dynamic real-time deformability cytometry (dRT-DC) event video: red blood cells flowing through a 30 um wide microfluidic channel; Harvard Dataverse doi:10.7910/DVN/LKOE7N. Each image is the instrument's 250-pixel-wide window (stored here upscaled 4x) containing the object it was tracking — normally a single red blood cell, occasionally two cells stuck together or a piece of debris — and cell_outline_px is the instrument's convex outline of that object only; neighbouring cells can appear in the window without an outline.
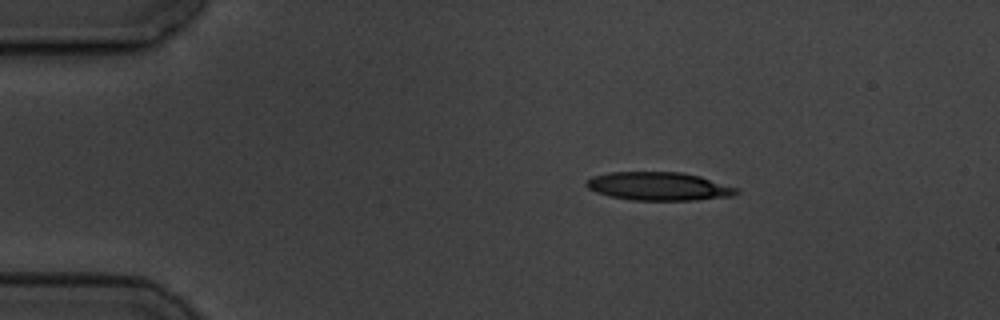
{"species": "common noctule bat (a hibernating species)", "species_latin": "Nyctalus noctula", "temperature_condition": "cold", "stored_images_in_passage": 4, "camera_frame_rate_fps": 3000, "um_per_image_px": 0.085, "animal": {"sex": "male", "body_mass_g": 19.5, "forearm_length_mm": 54.6}, "frame": {"image": 1, "passage_image": 2, "time_ms": 1.0, "image_size_px": [1000, 320], "cell_outline_px": [[740, 192], [732, 196], [696, 200], [632, 200], [612, 196], [596, 192], [588, 188], [584, 184], [592, 176], [608, 172], [680, 172], [700, 176], [740, 188]], "centroid_in_image_um": [56.03, 15.83], "position_along_channel_um": 29.0, "area_um2": 24.85}}